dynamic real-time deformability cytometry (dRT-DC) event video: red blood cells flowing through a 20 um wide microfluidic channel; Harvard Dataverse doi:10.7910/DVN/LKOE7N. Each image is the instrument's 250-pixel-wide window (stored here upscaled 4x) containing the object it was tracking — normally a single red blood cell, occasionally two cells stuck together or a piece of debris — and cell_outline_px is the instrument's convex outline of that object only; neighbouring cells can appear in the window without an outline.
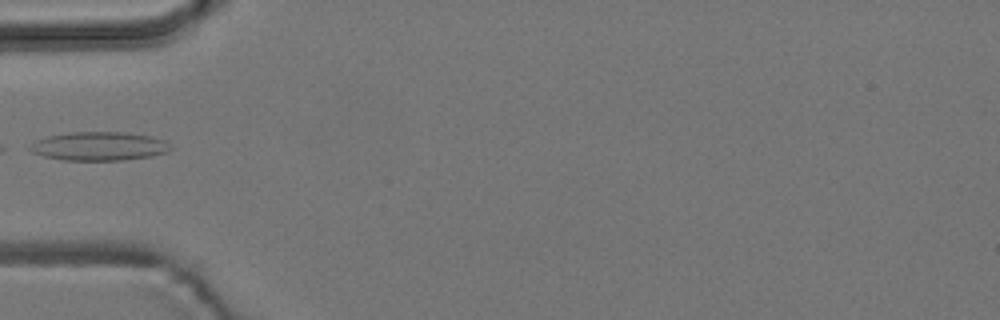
{"species": "common noctule bat (a hibernating species)", "species_latin": "Nyctalus noctula", "temperature_condition": "room temperature", "stored_images_in_passage": 4, "camera_frame_rate_fps": 3000, "um_per_image_px": 0.085, "animal": {"sex": "male", "body_mass_g": 19.2, "forearm_length_mm": 51.8}, "frame": {"image": 1, "passage_image": 3, "time_ms": 2.333, "image_size_px": [1000, 320], "cell_outline_px": [[172, 148], [168, 152], [152, 156], [124, 160], [64, 160], [44, 156], [32, 152], [28, 148], [36, 140], [48, 136], [72, 132], [124, 132], [152, 136], [164, 140]], "centroid_in_image_um": [8.45, 12.43], "position_along_channel_um": 76.6, "area_um2": 23.47}}